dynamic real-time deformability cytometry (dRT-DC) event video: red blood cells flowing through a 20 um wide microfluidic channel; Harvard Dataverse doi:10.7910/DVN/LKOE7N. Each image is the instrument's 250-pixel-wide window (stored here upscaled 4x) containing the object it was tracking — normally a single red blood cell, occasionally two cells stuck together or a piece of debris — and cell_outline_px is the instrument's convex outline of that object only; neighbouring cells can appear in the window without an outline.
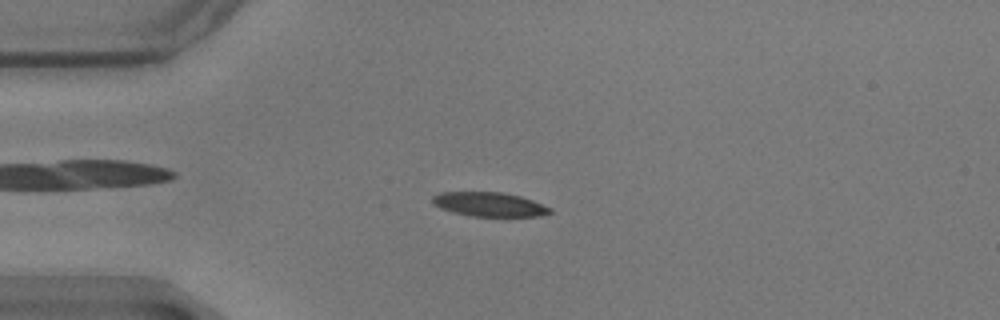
{"species": "common noctule bat (a hibernating species)", "species_latin": "Nyctalus noctula", "temperature_condition": "warm", "stored_images_in_passage": 57, "camera_frame_rate_fps": 3000, "um_per_image_px": 0.085, "animal": {"sex": "male", "body_mass_g": 17.9}, "frame": {"image": 1, "passage_image": 14, "time_ms": 4.333, "image_size_px": [1000, 320], "cell_outline_px": [[552, 212], [540, 216], [472, 216], [452, 212], [440, 208], [432, 204], [432, 196], [440, 192], [504, 192], [520, 196], [532, 200], [552, 208]], "centroid_in_image_um": [41.57, 17.36], "position_along_channel_um": 43.4, "area_um2": 16.65}}
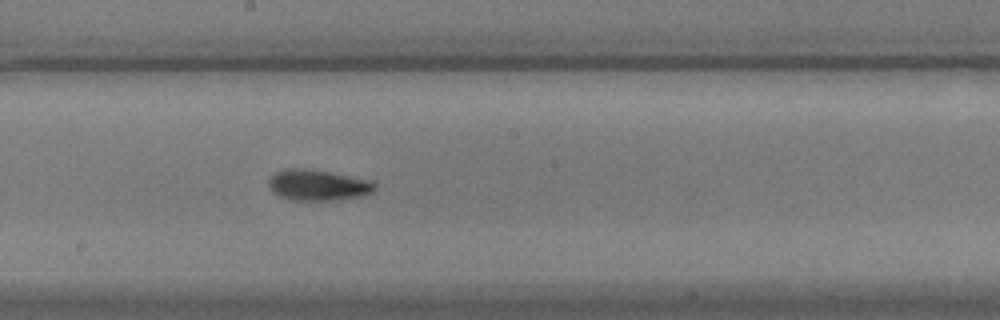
{"frame": {"image": 2, "passage_image": 31, "time_ms": 10.0, "image_size_px": [1000, 320], "cell_outline_px": [[376, 188], [372, 192], [360, 196], [332, 200], [292, 200], [280, 196], [268, 184], [268, 180], [276, 172], [284, 168], [304, 168], [328, 172], [372, 180], [376, 184]], "centroid_in_image_um": [27.04, 15.72], "position_along_channel_um": 221.2, "area_um2": 18.84}}
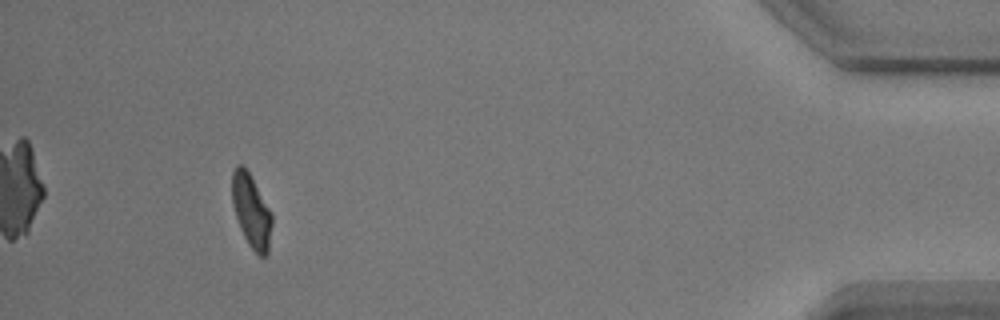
{"frame": {"image": 3, "passage_image": 53, "time_ms": 17.333, "image_size_px": [1000, 320], "cell_outline_px": [[272, 224], [268, 252], [264, 256], [260, 256], [248, 244], [240, 228], [232, 204], [232, 172], [236, 164], [244, 164], [272, 212]], "centroid_in_image_um": [21.36, 17.89], "position_along_channel_um": 413.8, "area_um2": 17.05}, "authors_computed_cell_mechanics": {"area_um2": 17.2244, "velocity_mm_per_s": 3.4973, "shape_relaxation_time_tau1_ms": 4.5542, "shape_relaxation_time_tau2_ms": 2.7687, "deformation_change_tau1": 0.1536, "deformation_change_tau2": 0.0872}}